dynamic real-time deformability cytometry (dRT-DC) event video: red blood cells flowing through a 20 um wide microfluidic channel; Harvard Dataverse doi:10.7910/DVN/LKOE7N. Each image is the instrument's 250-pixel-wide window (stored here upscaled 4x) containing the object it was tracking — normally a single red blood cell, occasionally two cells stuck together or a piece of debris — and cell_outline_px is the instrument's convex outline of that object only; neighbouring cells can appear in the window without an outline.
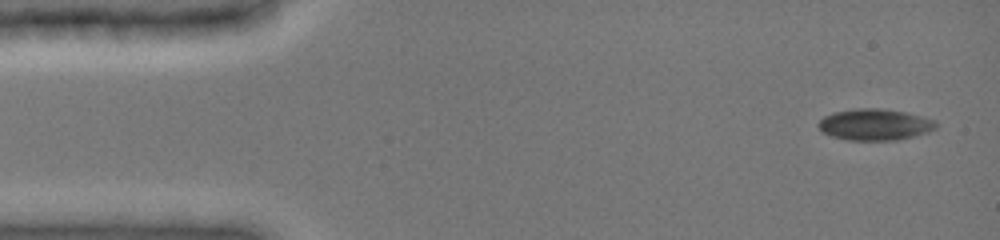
{"species": "common noctule bat (a hibernating species)", "species_latin": "Nyctalus noctula", "temperature_condition": "cold", "stored_images_in_passage": 29, "camera_frame_rate_fps": 3000, "um_per_image_px": 0.085, "animal": {"sex": "female", "body_mass_g": 19.0, "forearm_length_mm": 51.5}, "frame": {"image": 1, "passage_image": 1, "time_ms": 0.0, "image_size_px": [1000, 240], "cell_outline_px": [[936, 128], [928, 132], [896, 140], [844, 140], [832, 136], [824, 132], [816, 124], [824, 116], [832, 112], [856, 108], [880, 108], [904, 112], [936, 120]], "centroid_in_image_um": [74.33, 10.58], "position_along_channel_um": 10.7, "area_um2": 21.44}}
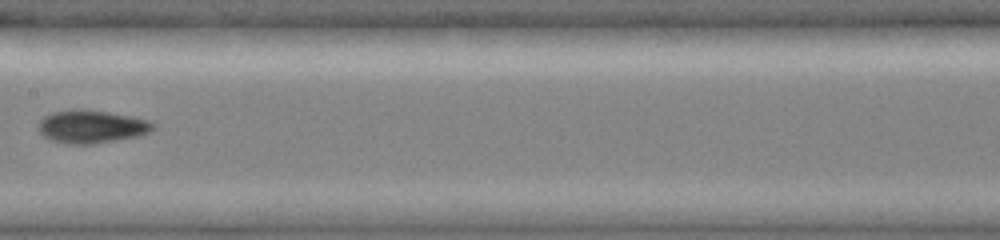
{"frame": {"image": 2, "passage_image": 14, "time_ms": 7.333, "image_size_px": [1000, 240], "cell_outline_px": [[156, 128], [148, 132], [136, 136], [116, 140], [92, 144], [68, 144], [52, 140], [44, 136], [40, 132], [40, 120], [44, 116], [52, 112], [72, 108], [80, 108], [108, 112], [132, 116], [152, 120], [156, 124]], "centroid_in_image_um": [7.81, 10.74], "position_along_channel_um": 199.6, "area_um2": 22.2}}
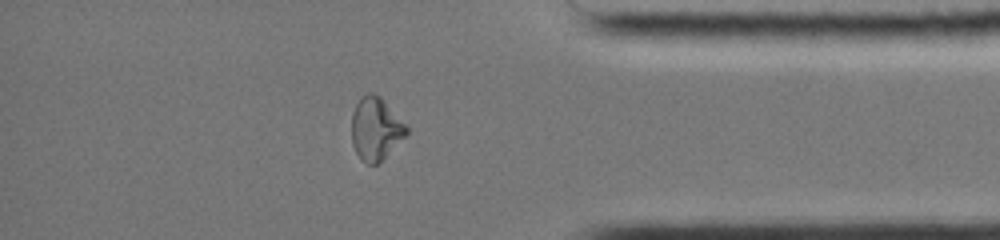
{"frame": {"image": 3, "passage_image": 25, "time_ms": 12.667, "image_size_px": [1000, 240], "cell_outline_px": [[408, 132], [376, 164], [368, 164], [360, 160], [352, 144], [352, 112], [356, 104], [368, 92], [372, 92], [380, 96], [408, 124]], "centroid_in_image_um": [31.93, 10.91], "position_along_channel_um": 403.3, "area_um2": 19.88}, "authors_computed_cell_mechanics": {"area_um2": 21.3282, "velocity_mm_per_s": 4.0087, "shape_relaxation_time_tau1_ms": null, "shape_relaxation_time_tau2_ms": 3.1195, "deformation_change_tau1": null, "deformation_change_tau2": 0.0641}}